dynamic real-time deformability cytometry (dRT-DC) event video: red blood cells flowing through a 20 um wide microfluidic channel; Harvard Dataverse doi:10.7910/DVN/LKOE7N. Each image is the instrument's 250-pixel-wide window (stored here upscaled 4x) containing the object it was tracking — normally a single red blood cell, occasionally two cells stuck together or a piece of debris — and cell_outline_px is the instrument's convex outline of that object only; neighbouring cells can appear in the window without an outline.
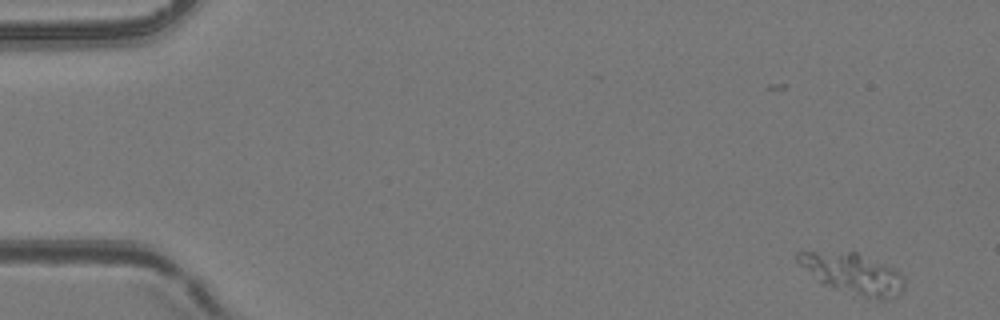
{"species": "common noctule bat (a hibernating species)", "species_latin": "Nyctalus noctula", "temperature_condition": "room temperature", "stored_images_in_passage": 5, "camera_frame_rate_fps": 3000, "um_per_image_px": 0.085, "animal": {"sex": "female", "body_mass_g": 24.6, "forearm_length_mm": 56.2}, "frame": {"image": 1, "passage_image": 1, "time_ms": 0.0, "image_size_px": [1000, 320], "cell_outline_px": [[904, 288], [900, 296], [888, 300], [884, 300], [864, 296], [820, 284], [796, 260], [796, 252], [856, 252], [892, 268], [900, 272], [904, 280]], "centroid_in_image_um": [72.52, 23.27], "position_along_channel_um": 12.5, "area_um2": 24.91}}